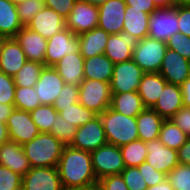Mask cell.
I'll list each match as a JSON object with an SVG mask.
<instances>
[{
	"instance_id": "1",
	"label": "cell",
	"mask_w": 190,
	"mask_h": 190,
	"mask_svg": "<svg viewBox=\"0 0 190 190\" xmlns=\"http://www.w3.org/2000/svg\"><path fill=\"white\" fill-rule=\"evenodd\" d=\"M57 169L64 190L97 185L91 154L65 145Z\"/></svg>"
},
{
	"instance_id": "2",
	"label": "cell",
	"mask_w": 190,
	"mask_h": 190,
	"mask_svg": "<svg viewBox=\"0 0 190 190\" xmlns=\"http://www.w3.org/2000/svg\"><path fill=\"white\" fill-rule=\"evenodd\" d=\"M32 167H57L65 145L51 133H39L22 145Z\"/></svg>"
},
{
	"instance_id": "3",
	"label": "cell",
	"mask_w": 190,
	"mask_h": 190,
	"mask_svg": "<svg viewBox=\"0 0 190 190\" xmlns=\"http://www.w3.org/2000/svg\"><path fill=\"white\" fill-rule=\"evenodd\" d=\"M99 116L109 144L120 147L139 139L136 117L125 116L114 111L111 107Z\"/></svg>"
},
{
	"instance_id": "4",
	"label": "cell",
	"mask_w": 190,
	"mask_h": 190,
	"mask_svg": "<svg viewBox=\"0 0 190 190\" xmlns=\"http://www.w3.org/2000/svg\"><path fill=\"white\" fill-rule=\"evenodd\" d=\"M111 99L110 83L84 79L79 85L78 102L98 115L110 107Z\"/></svg>"
},
{
	"instance_id": "5",
	"label": "cell",
	"mask_w": 190,
	"mask_h": 190,
	"mask_svg": "<svg viewBox=\"0 0 190 190\" xmlns=\"http://www.w3.org/2000/svg\"><path fill=\"white\" fill-rule=\"evenodd\" d=\"M166 50V42L147 36L133 49L132 60L145 73H159Z\"/></svg>"
},
{
	"instance_id": "6",
	"label": "cell",
	"mask_w": 190,
	"mask_h": 190,
	"mask_svg": "<svg viewBox=\"0 0 190 190\" xmlns=\"http://www.w3.org/2000/svg\"><path fill=\"white\" fill-rule=\"evenodd\" d=\"M90 154L97 180L120 174L125 169L122 153L118 146L107 143Z\"/></svg>"
},
{
	"instance_id": "7",
	"label": "cell",
	"mask_w": 190,
	"mask_h": 190,
	"mask_svg": "<svg viewBox=\"0 0 190 190\" xmlns=\"http://www.w3.org/2000/svg\"><path fill=\"white\" fill-rule=\"evenodd\" d=\"M148 36L167 42L175 33H179L177 4L168 8H157L149 18Z\"/></svg>"
},
{
	"instance_id": "8",
	"label": "cell",
	"mask_w": 190,
	"mask_h": 190,
	"mask_svg": "<svg viewBox=\"0 0 190 190\" xmlns=\"http://www.w3.org/2000/svg\"><path fill=\"white\" fill-rule=\"evenodd\" d=\"M79 52L78 35L65 28L47 39L44 66H53L64 56Z\"/></svg>"
},
{
	"instance_id": "9",
	"label": "cell",
	"mask_w": 190,
	"mask_h": 190,
	"mask_svg": "<svg viewBox=\"0 0 190 190\" xmlns=\"http://www.w3.org/2000/svg\"><path fill=\"white\" fill-rule=\"evenodd\" d=\"M145 72L133 61L116 63L110 82L112 93L137 91Z\"/></svg>"
},
{
	"instance_id": "10",
	"label": "cell",
	"mask_w": 190,
	"mask_h": 190,
	"mask_svg": "<svg viewBox=\"0 0 190 190\" xmlns=\"http://www.w3.org/2000/svg\"><path fill=\"white\" fill-rule=\"evenodd\" d=\"M98 6L82 0H76L69 16L65 19L66 28L80 35L98 27Z\"/></svg>"
},
{
	"instance_id": "11",
	"label": "cell",
	"mask_w": 190,
	"mask_h": 190,
	"mask_svg": "<svg viewBox=\"0 0 190 190\" xmlns=\"http://www.w3.org/2000/svg\"><path fill=\"white\" fill-rule=\"evenodd\" d=\"M105 131L100 116L78 127L71 147L92 152L107 144Z\"/></svg>"
},
{
	"instance_id": "12",
	"label": "cell",
	"mask_w": 190,
	"mask_h": 190,
	"mask_svg": "<svg viewBox=\"0 0 190 190\" xmlns=\"http://www.w3.org/2000/svg\"><path fill=\"white\" fill-rule=\"evenodd\" d=\"M9 140L23 145L33 140L39 129L31 119L30 112L14 109L6 123Z\"/></svg>"
},
{
	"instance_id": "13",
	"label": "cell",
	"mask_w": 190,
	"mask_h": 190,
	"mask_svg": "<svg viewBox=\"0 0 190 190\" xmlns=\"http://www.w3.org/2000/svg\"><path fill=\"white\" fill-rule=\"evenodd\" d=\"M22 190H64L57 167H32L22 177Z\"/></svg>"
},
{
	"instance_id": "14",
	"label": "cell",
	"mask_w": 190,
	"mask_h": 190,
	"mask_svg": "<svg viewBox=\"0 0 190 190\" xmlns=\"http://www.w3.org/2000/svg\"><path fill=\"white\" fill-rule=\"evenodd\" d=\"M126 6L124 0H107L98 6V27L110 35L120 34L123 30Z\"/></svg>"
},
{
	"instance_id": "15",
	"label": "cell",
	"mask_w": 190,
	"mask_h": 190,
	"mask_svg": "<svg viewBox=\"0 0 190 190\" xmlns=\"http://www.w3.org/2000/svg\"><path fill=\"white\" fill-rule=\"evenodd\" d=\"M159 73L167 83L181 86L190 76V61L167 48Z\"/></svg>"
},
{
	"instance_id": "16",
	"label": "cell",
	"mask_w": 190,
	"mask_h": 190,
	"mask_svg": "<svg viewBox=\"0 0 190 190\" xmlns=\"http://www.w3.org/2000/svg\"><path fill=\"white\" fill-rule=\"evenodd\" d=\"M65 82L53 66H44L34 88L42 105H53Z\"/></svg>"
},
{
	"instance_id": "17",
	"label": "cell",
	"mask_w": 190,
	"mask_h": 190,
	"mask_svg": "<svg viewBox=\"0 0 190 190\" xmlns=\"http://www.w3.org/2000/svg\"><path fill=\"white\" fill-rule=\"evenodd\" d=\"M146 162L157 171L168 174L178 164L177 150L166 147L159 139L146 142Z\"/></svg>"
},
{
	"instance_id": "18",
	"label": "cell",
	"mask_w": 190,
	"mask_h": 190,
	"mask_svg": "<svg viewBox=\"0 0 190 190\" xmlns=\"http://www.w3.org/2000/svg\"><path fill=\"white\" fill-rule=\"evenodd\" d=\"M139 39L122 31L120 34L109 35L104 54L114 63L132 60L133 49Z\"/></svg>"
},
{
	"instance_id": "19",
	"label": "cell",
	"mask_w": 190,
	"mask_h": 190,
	"mask_svg": "<svg viewBox=\"0 0 190 190\" xmlns=\"http://www.w3.org/2000/svg\"><path fill=\"white\" fill-rule=\"evenodd\" d=\"M20 44L26 59L44 64L47 39L23 26L14 37Z\"/></svg>"
},
{
	"instance_id": "20",
	"label": "cell",
	"mask_w": 190,
	"mask_h": 190,
	"mask_svg": "<svg viewBox=\"0 0 190 190\" xmlns=\"http://www.w3.org/2000/svg\"><path fill=\"white\" fill-rule=\"evenodd\" d=\"M27 27L39 33L42 37L49 39L66 28V21L52 8L45 7L35 14Z\"/></svg>"
},
{
	"instance_id": "21",
	"label": "cell",
	"mask_w": 190,
	"mask_h": 190,
	"mask_svg": "<svg viewBox=\"0 0 190 190\" xmlns=\"http://www.w3.org/2000/svg\"><path fill=\"white\" fill-rule=\"evenodd\" d=\"M0 166L7 167L22 177L31 169L22 145L11 140L0 145Z\"/></svg>"
},
{
	"instance_id": "22",
	"label": "cell",
	"mask_w": 190,
	"mask_h": 190,
	"mask_svg": "<svg viewBox=\"0 0 190 190\" xmlns=\"http://www.w3.org/2000/svg\"><path fill=\"white\" fill-rule=\"evenodd\" d=\"M182 97V91L179 85L166 83L152 109L164 120H169L183 107Z\"/></svg>"
},
{
	"instance_id": "23",
	"label": "cell",
	"mask_w": 190,
	"mask_h": 190,
	"mask_svg": "<svg viewBox=\"0 0 190 190\" xmlns=\"http://www.w3.org/2000/svg\"><path fill=\"white\" fill-rule=\"evenodd\" d=\"M53 67L66 84L79 86L84 80V58L80 52L67 54Z\"/></svg>"
},
{
	"instance_id": "24",
	"label": "cell",
	"mask_w": 190,
	"mask_h": 190,
	"mask_svg": "<svg viewBox=\"0 0 190 190\" xmlns=\"http://www.w3.org/2000/svg\"><path fill=\"white\" fill-rule=\"evenodd\" d=\"M27 61L25 53L15 38H8L0 54V71L14 77Z\"/></svg>"
},
{
	"instance_id": "25",
	"label": "cell",
	"mask_w": 190,
	"mask_h": 190,
	"mask_svg": "<svg viewBox=\"0 0 190 190\" xmlns=\"http://www.w3.org/2000/svg\"><path fill=\"white\" fill-rule=\"evenodd\" d=\"M109 35L99 27L78 35L79 52L83 58L104 54Z\"/></svg>"
},
{
	"instance_id": "26",
	"label": "cell",
	"mask_w": 190,
	"mask_h": 190,
	"mask_svg": "<svg viewBox=\"0 0 190 190\" xmlns=\"http://www.w3.org/2000/svg\"><path fill=\"white\" fill-rule=\"evenodd\" d=\"M167 81L160 73H144L139 83L137 93L146 108H152L157 102Z\"/></svg>"
},
{
	"instance_id": "27",
	"label": "cell",
	"mask_w": 190,
	"mask_h": 190,
	"mask_svg": "<svg viewBox=\"0 0 190 190\" xmlns=\"http://www.w3.org/2000/svg\"><path fill=\"white\" fill-rule=\"evenodd\" d=\"M164 119L152 108H145L136 116L139 140L144 142L158 139Z\"/></svg>"
},
{
	"instance_id": "28",
	"label": "cell",
	"mask_w": 190,
	"mask_h": 190,
	"mask_svg": "<svg viewBox=\"0 0 190 190\" xmlns=\"http://www.w3.org/2000/svg\"><path fill=\"white\" fill-rule=\"evenodd\" d=\"M114 65L105 54L84 59V79L110 83Z\"/></svg>"
},
{
	"instance_id": "29",
	"label": "cell",
	"mask_w": 190,
	"mask_h": 190,
	"mask_svg": "<svg viewBox=\"0 0 190 190\" xmlns=\"http://www.w3.org/2000/svg\"><path fill=\"white\" fill-rule=\"evenodd\" d=\"M110 107L125 116L136 117L146 107L137 91L112 93Z\"/></svg>"
},
{
	"instance_id": "30",
	"label": "cell",
	"mask_w": 190,
	"mask_h": 190,
	"mask_svg": "<svg viewBox=\"0 0 190 190\" xmlns=\"http://www.w3.org/2000/svg\"><path fill=\"white\" fill-rule=\"evenodd\" d=\"M149 18L150 14L141 10L131 9V6H126L122 31L142 40L148 36Z\"/></svg>"
},
{
	"instance_id": "31",
	"label": "cell",
	"mask_w": 190,
	"mask_h": 190,
	"mask_svg": "<svg viewBox=\"0 0 190 190\" xmlns=\"http://www.w3.org/2000/svg\"><path fill=\"white\" fill-rule=\"evenodd\" d=\"M22 27L16 5L8 0H0V34L14 38Z\"/></svg>"
},
{
	"instance_id": "32",
	"label": "cell",
	"mask_w": 190,
	"mask_h": 190,
	"mask_svg": "<svg viewBox=\"0 0 190 190\" xmlns=\"http://www.w3.org/2000/svg\"><path fill=\"white\" fill-rule=\"evenodd\" d=\"M56 111L68 121L77 127L83 126L87 122L98 116L94 111L85 108L79 102L68 107H54Z\"/></svg>"
},
{
	"instance_id": "33",
	"label": "cell",
	"mask_w": 190,
	"mask_h": 190,
	"mask_svg": "<svg viewBox=\"0 0 190 190\" xmlns=\"http://www.w3.org/2000/svg\"><path fill=\"white\" fill-rule=\"evenodd\" d=\"M158 139L166 146L178 150L188 139V136L170 119L164 120Z\"/></svg>"
},
{
	"instance_id": "34",
	"label": "cell",
	"mask_w": 190,
	"mask_h": 190,
	"mask_svg": "<svg viewBox=\"0 0 190 190\" xmlns=\"http://www.w3.org/2000/svg\"><path fill=\"white\" fill-rule=\"evenodd\" d=\"M125 167H138L146 161L147 146L142 140L132 141L119 147Z\"/></svg>"
},
{
	"instance_id": "35",
	"label": "cell",
	"mask_w": 190,
	"mask_h": 190,
	"mask_svg": "<svg viewBox=\"0 0 190 190\" xmlns=\"http://www.w3.org/2000/svg\"><path fill=\"white\" fill-rule=\"evenodd\" d=\"M43 67L44 64L27 60L24 66L13 77L15 86L34 87L39 80Z\"/></svg>"
},
{
	"instance_id": "36",
	"label": "cell",
	"mask_w": 190,
	"mask_h": 190,
	"mask_svg": "<svg viewBox=\"0 0 190 190\" xmlns=\"http://www.w3.org/2000/svg\"><path fill=\"white\" fill-rule=\"evenodd\" d=\"M58 112L53 105H40L30 112L31 119L40 133H50Z\"/></svg>"
},
{
	"instance_id": "37",
	"label": "cell",
	"mask_w": 190,
	"mask_h": 190,
	"mask_svg": "<svg viewBox=\"0 0 190 190\" xmlns=\"http://www.w3.org/2000/svg\"><path fill=\"white\" fill-rule=\"evenodd\" d=\"M42 105L34 87H19L15 89V109L31 112Z\"/></svg>"
},
{
	"instance_id": "38",
	"label": "cell",
	"mask_w": 190,
	"mask_h": 190,
	"mask_svg": "<svg viewBox=\"0 0 190 190\" xmlns=\"http://www.w3.org/2000/svg\"><path fill=\"white\" fill-rule=\"evenodd\" d=\"M52 124L50 133L64 145H70L74 140L78 127L64 120L59 113L56 116L55 122Z\"/></svg>"
},
{
	"instance_id": "39",
	"label": "cell",
	"mask_w": 190,
	"mask_h": 190,
	"mask_svg": "<svg viewBox=\"0 0 190 190\" xmlns=\"http://www.w3.org/2000/svg\"><path fill=\"white\" fill-rule=\"evenodd\" d=\"M167 178L174 190H190V166L178 164Z\"/></svg>"
},
{
	"instance_id": "40",
	"label": "cell",
	"mask_w": 190,
	"mask_h": 190,
	"mask_svg": "<svg viewBox=\"0 0 190 190\" xmlns=\"http://www.w3.org/2000/svg\"><path fill=\"white\" fill-rule=\"evenodd\" d=\"M18 17L23 26H27L35 14L46 7L43 0H25L16 6Z\"/></svg>"
},
{
	"instance_id": "41",
	"label": "cell",
	"mask_w": 190,
	"mask_h": 190,
	"mask_svg": "<svg viewBox=\"0 0 190 190\" xmlns=\"http://www.w3.org/2000/svg\"><path fill=\"white\" fill-rule=\"evenodd\" d=\"M120 174L129 190H146L148 188L138 167H125Z\"/></svg>"
},
{
	"instance_id": "42",
	"label": "cell",
	"mask_w": 190,
	"mask_h": 190,
	"mask_svg": "<svg viewBox=\"0 0 190 190\" xmlns=\"http://www.w3.org/2000/svg\"><path fill=\"white\" fill-rule=\"evenodd\" d=\"M0 190H22V176L0 166Z\"/></svg>"
},
{
	"instance_id": "43",
	"label": "cell",
	"mask_w": 190,
	"mask_h": 190,
	"mask_svg": "<svg viewBox=\"0 0 190 190\" xmlns=\"http://www.w3.org/2000/svg\"><path fill=\"white\" fill-rule=\"evenodd\" d=\"M79 86L64 84L59 96L55 99L54 107H68L78 102Z\"/></svg>"
},
{
	"instance_id": "44",
	"label": "cell",
	"mask_w": 190,
	"mask_h": 190,
	"mask_svg": "<svg viewBox=\"0 0 190 190\" xmlns=\"http://www.w3.org/2000/svg\"><path fill=\"white\" fill-rule=\"evenodd\" d=\"M166 43L167 48L176 51L190 61V37L179 32L173 34Z\"/></svg>"
},
{
	"instance_id": "45",
	"label": "cell",
	"mask_w": 190,
	"mask_h": 190,
	"mask_svg": "<svg viewBox=\"0 0 190 190\" xmlns=\"http://www.w3.org/2000/svg\"><path fill=\"white\" fill-rule=\"evenodd\" d=\"M15 89L14 78L0 71V103L14 104Z\"/></svg>"
},
{
	"instance_id": "46",
	"label": "cell",
	"mask_w": 190,
	"mask_h": 190,
	"mask_svg": "<svg viewBox=\"0 0 190 190\" xmlns=\"http://www.w3.org/2000/svg\"><path fill=\"white\" fill-rule=\"evenodd\" d=\"M139 172H141L148 187L155 186L159 182H162L167 175L157 171L153 166L148 164L146 161L138 166Z\"/></svg>"
},
{
	"instance_id": "47",
	"label": "cell",
	"mask_w": 190,
	"mask_h": 190,
	"mask_svg": "<svg viewBox=\"0 0 190 190\" xmlns=\"http://www.w3.org/2000/svg\"><path fill=\"white\" fill-rule=\"evenodd\" d=\"M97 185L101 190H129L121 174L103 177L98 180Z\"/></svg>"
},
{
	"instance_id": "48",
	"label": "cell",
	"mask_w": 190,
	"mask_h": 190,
	"mask_svg": "<svg viewBox=\"0 0 190 190\" xmlns=\"http://www.w3.org/2000/svg\"><path fill=\"white\" fill-rule=\"evenodd\" d=\"M177 14L179 32L190 37V5L177 4Z\"/></svg>"
},
{
	"instance_id": "49",
	"label": "cell",
	"mask_w": 190,
	"mask_h": 190,
	"mask_svg": "<svg viewBox=\"0 0 190 190\" xmlns=\"http://www.w3.org/2000/svg\"><path fill=\"white\" fill-rule=\"evenodd\" d=\"M170 120L190 137V107L183 106Z\"/></svg>"
},
{
	"instance_id": "50",
	"label": "cell",
	"mask_w": 190,
	"mask_h": 190,
	"mask_svg": "<svg viewBox=\"0 0 190 190\" xmlns=\"http://www.w3.org/2000/svg\"><path fill=\"white\" fill-rule=\"evenodd\" d=\"M46 7L52 8L56 13L64 17L69 16L76 0H43Z\"/></svg>"
},
{
	"instance_id": "51",
	"label": "cell",
	"mask_w": 190,
	"mask_h": 190,
	"mask_svg": "<svg viewBox=\"0 0 190 190\" xmlns=\"http://www.w3.org/2000/svg\"><path fill=\"white\" fill-rule=\"evenodd\" d=\"M127 6L131 9L141 10L142 12L152 14L157 9L153 0H124Z\"/></svg>"
},
{
	"instance_id": "52",
	"label": "cell",
	"mask_w": 190,
	"mask_h": 190,
	"mask_svg": "<svg viewBox=\"0 0 190 190\" xmlns=\"http://www.w3.org/2000/svg\"><path fill=\"white\" fill-rule=\"evenodd\" d=\"M177 156L179 164L190 166V137L177 150Z\"/></svg>"
},
{
	"instance_id": "53",
	"label": "cell",
	"mask_w": 190,
	"mask_h": 190,
	"mask_svg": "<svg viewBox=\"0 0 190 190\" xmlns=\"http://www.w3.org/2000/svg\"><path fill=\"white\" fill-rule=\"evenodd\" d=\"M14 109V104L0 103V121L6 124Z\"/></svg>"
},
{
	"instance_id": "54",
	"label": "cell",
	"mask_w": 190,
	"mask_h": 190,
	"mask_svg": "<svg viewBox=\"0 0 190 190\" xmlns=\"http://www.w3.org/2000/svg\"><path fill=\"white\" fill-rule=\"evenodd\" d=\"M182 91L183 106L190 107V76L180 86Z\"/></svg>"
},
{
	"instance_id": "55",
	"label": "cell",
	"mask_w": 190,
	"mask_h": 190,
	"mask_svg": "<svg viewBox=\"0 0 190 190\" xmlns=\"http://www.w3.org/2000/svg\"><path fill=\"white\" fill-rule=\"evenodd\" d=\"M146 190H174L170 184V181L166 177L162 182H159L155 186L148 187Z\"/></svg>"
},
{
	"instance_id": "56",
	"label": "cell",
	"mask_w": 190,
	"mask_h": 190,
	"mask_svg": "<svg viewBox=\"0 0 190 190\" xmlns=\"http://www.w3.org/2000/svg\"><path fill=\"white\" fill-rule=\"evenodd\" d=\"M153 2L157 8H168L178 4L177 0H153Z\"/></svg>"
},
{
	"instance_id": "57",
	"label": "cell",
	"mask_w": 190,
	"mask_h": 190,
	"mask_svg": "<svg viewBox=\"0 0 190 190\" xmlns=\"http://www.w3.org/2000/svg\"><path fill=\"white\" fill-rule=\"evenodd\" d=\"M9 140L7 126L0 121V145Z\"/></svg>"
},
{
	"instance_id": "58",
	"label": "cell",
	"mask_w": 190,
	"mask_h": 190,
	"mask_svg": "<svg viewBox=\"0 0 190 190\" xmlns=\"http://www.w3.org/2000/svg\"><path fill=\"white\" fill-rule=\"evenodd\" d=\"M82 1L88 2L95 6H100V5L104 4L107 0H82Z\"/></svg>"
},
{
	"instance_id": "59",
	"label": "cell",
	"mask_w": 190,
	"mask_h": 190,
	"mask_svg": "<svg viewBox=\"0 0 190 190\" xmlns=\"http://www.w3.org/2000/svg\"><path fill=\"white\" fill-rule=\"evenodd\" d=\"M66 190H101V188L98 185H94L92 187H86V188H72V189H66Z\"/></svg>"
},
{
	"instance_id": "60",
	"label": "cell",
	"mask_w": 190,
	"mask_h": 190,
	"mask_svg": "<svg viewBox=\"0 0 190 190\" xmlns=\"http://www.w3.org/2000/svg\"><path fill=\"white\" fill-rule=\"evenodd\" d=\"M7 39H8V37L0 34V54L3 49L4 43L6 42Z\"/></svg>"
},
{
	"instance_id": "61",
	"label": "cell",
	"mask_w": 190,
	"mask_h": 190,
	"mask_svg": "<svg viewBox=\"0 0 190 190\" xmlns=\"http://www.w3.org/2000/svg\"><path fill=\"white\" fill-rule=\"evenodd\" d=\"M177 3L182 5H190V0H177Z\"/></svg>"
},
{
	"instance_id": "62",
	"label": "cell",
	"mask_w": 190,
	"mask_h": 190,
	"mask_svg": "<svg viewBox=\"0 0 190 190\" xmlns=\"http://www.w3.org/2000/svg\"><path fill=\"white\" fill-rule=\"evenodd\" d=\"M10 3H13L14 5H19L23 3L25 0H8Z\"/></svg>"
}]
</instances>
